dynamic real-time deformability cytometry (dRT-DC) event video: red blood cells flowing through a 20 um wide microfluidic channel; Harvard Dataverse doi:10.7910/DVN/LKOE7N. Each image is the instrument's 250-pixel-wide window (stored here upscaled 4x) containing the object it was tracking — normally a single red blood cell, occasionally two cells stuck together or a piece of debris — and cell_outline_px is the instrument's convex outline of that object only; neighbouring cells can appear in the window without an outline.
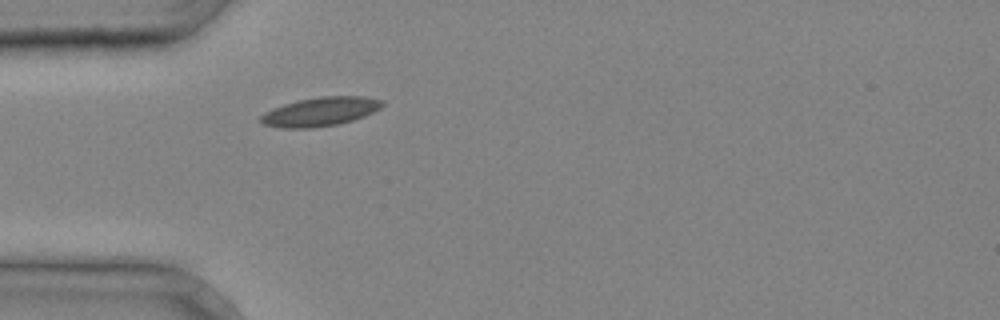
{"species": "common noctule bat (a hibernating species)", "species_latin": "Nyctalus noctula", "temperature_condition": "cold", "stored_images_in_passage": 1, "camera_frame_rate_fps": 3000, "um_per_image_px": 0.085, "animal": {"sex": "male", "body_mass_g": 20.4}, "frame": {"image": 1, "passage_image": 1, "time_ms": 0.0, "image_size_px": [1000, 320], "cell_outline_px": [[384, 104], [380, 108], [364, 116], [352, 120], [336, 124], [312, 128], [280, 128], [264, 124], [260, 120], [260, 116], [264, 112], [272, 108], [296, 100], [320, 96], [364, 96], [384, 100]], "centroid_in_image_um": [27.21, 9.48], "position_along_channel_um": 57.8, "area_um2": 20.52}}